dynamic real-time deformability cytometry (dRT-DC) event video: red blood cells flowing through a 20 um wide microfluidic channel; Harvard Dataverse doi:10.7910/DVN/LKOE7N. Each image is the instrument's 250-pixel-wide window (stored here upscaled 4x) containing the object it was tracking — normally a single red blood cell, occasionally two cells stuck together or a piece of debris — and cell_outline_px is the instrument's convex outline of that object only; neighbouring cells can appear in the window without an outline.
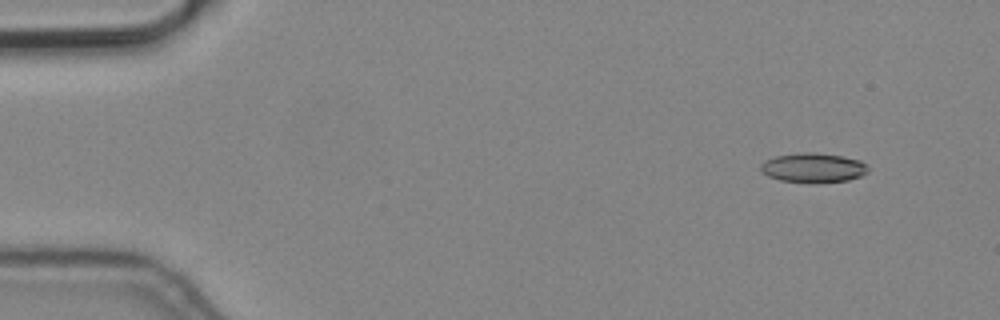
{"species": "common noctule bat (a hibernating species)", "species_latin": "Nyctalus noctula", "temperature_condition": "cold", "stored_images_in_passage": 6, "camera_frame_rate_fps": 3000, "um_per_image_px": 0.085, "animal": {"sex": "male", "body_mass_g": 19.2, "forearm_length_mm": 51.8}, "frame": {"image": 1, "passage_image": 2, "time_ms": 0.333, "image_size_px": [1000, 320], "cell_outline_px": [[868, 172], [860, 176], [848, 180], [816, 184], [808, 184], [780, 180], [768, 176], [760, 172], [760, 164], [764, 160], [776, 156], [804, 152], [812, 152], [844, 156], [860, 160], [868, 168]], "centroid_in_image_um": [69.09, 14.28], "position_along_channel_um": 15.9, "area_um2": 18.84}}
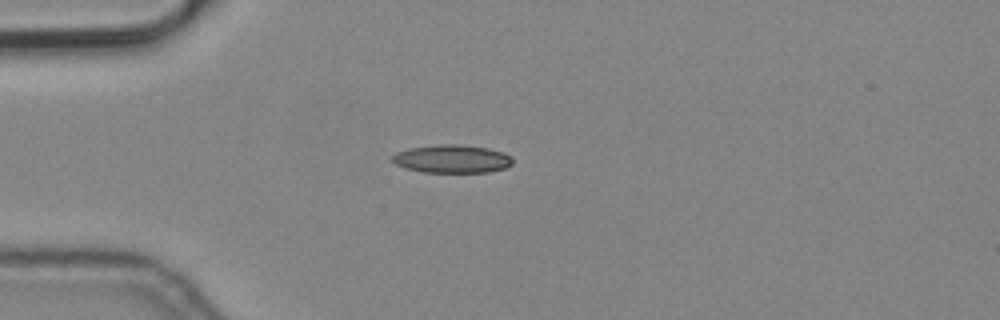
{"frame": {"image": 2, "passage_image": 4, "time_ms": 1.0, "image_size_px": [1000, 320], "cell_outline_px": [[512, 164], [504, 168], [488, 172], [424, 172], [404, 168], [396, 164], [392, 160], [392, 156], [396, 152], [408, 148], [440, 144], [460, 144], [488, 148], [504, 152], [512, 156]], "centroid_in_image_um": [38.42, 13.5], "position_along_channel_um": 46.6, "area_um2": 19.83}}